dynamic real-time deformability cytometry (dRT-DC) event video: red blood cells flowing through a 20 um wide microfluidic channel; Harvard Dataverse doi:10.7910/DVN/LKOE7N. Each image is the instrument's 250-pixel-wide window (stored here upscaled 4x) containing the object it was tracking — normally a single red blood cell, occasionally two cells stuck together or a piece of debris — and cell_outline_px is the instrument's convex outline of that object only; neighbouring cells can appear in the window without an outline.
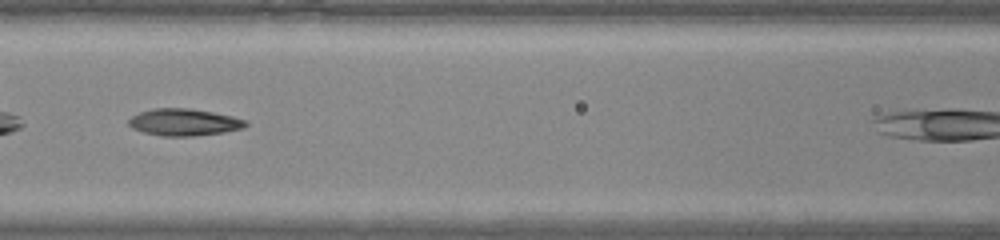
{"species": "common noctule bat (a hibernating species)", "species_latin": "Nyctalus noctula", "temperature_condition": "warm", "stored_images_in_passage": 27, "camera_frame_rate_fps": 3000, "um_per_image_px": 0.085, "animal": {"sex": "male", "body_mass_g": 20.0, "forearm_length_mm": 53.3}, "frame": {"image": 1, "passage_image": 8, "time_ms": 2.333, "image_size_px": [1000, 240], "cell_outline_px": [[248, 124], [244, 128], [224, 132], [192, 136], [160, 136], [144, 132], [132, 128], [128, 124], [128, 120], [132, 116], [140, 112], [152, 108], [192, 108], [232, 116], [248, 120]], "centroid_in_image_um": [15.65, 10.38], "position_along_channel_um": 150.9, "area_um2": 18.5}}
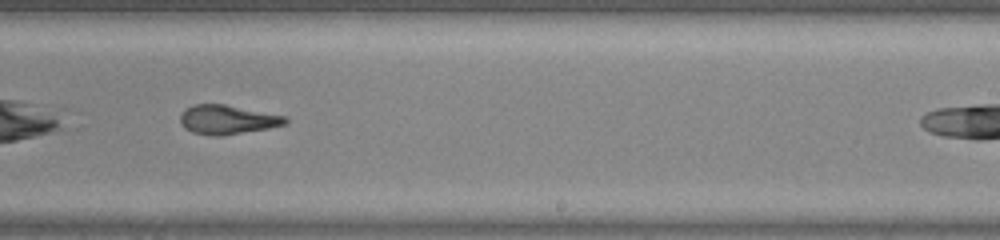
{"frame": {"image": 2, "passage_image": 16, "time_ms": 5.0, "image_size_px": [1000, 240], "cell_outline_px": [[288, 124], [268, 128], [220, 136], [212, 136], [192, 132], [184, 128], [180, 124], [180, 116], [184, 108], [192, 104], [224, 104], [288, 116]], "centroid_in_image_um": [19.32, 10.16], "position_along_channel_um": 269.7, "area_um2": 18.09}}